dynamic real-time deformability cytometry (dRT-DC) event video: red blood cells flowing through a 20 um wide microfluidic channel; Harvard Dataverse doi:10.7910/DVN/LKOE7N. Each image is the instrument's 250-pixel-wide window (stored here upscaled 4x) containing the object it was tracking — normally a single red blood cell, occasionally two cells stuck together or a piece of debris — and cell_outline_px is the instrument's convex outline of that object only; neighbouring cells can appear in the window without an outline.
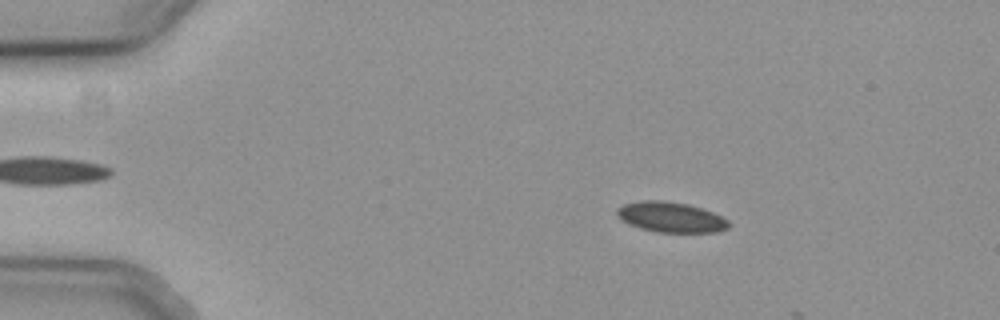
{"species": "common noctule bat (a hibernating species)", "species_latin": "Nyctalus noctula", "temperature_condition": "cold", "stored_images_in_passage": 14, "camera_frame_rate_fps": 3000, "um_per_image_px": 0.085, "animal": {"sex": "female", "body_mass_g": 19.3, "forearm_length_mm": 54.1}, "frame": {"image": 1, "passage_image": 10, "time_ms": 3.0, "image_size_px": [1000, 320], "cell_outline_px": [[732, 224], [728, 228], [716, 232], [656, 232], [640, 228], [628, 224], [620, 220], [616, 216], [616, 208], [624, 204], [640, 200], [664, 200], [688, 204], [712, 212], [728, 220]], "centroid_in_image_um": [56.98, 18.45], "position_along_channel_um": 28.0, "area_um2": 19.94}}